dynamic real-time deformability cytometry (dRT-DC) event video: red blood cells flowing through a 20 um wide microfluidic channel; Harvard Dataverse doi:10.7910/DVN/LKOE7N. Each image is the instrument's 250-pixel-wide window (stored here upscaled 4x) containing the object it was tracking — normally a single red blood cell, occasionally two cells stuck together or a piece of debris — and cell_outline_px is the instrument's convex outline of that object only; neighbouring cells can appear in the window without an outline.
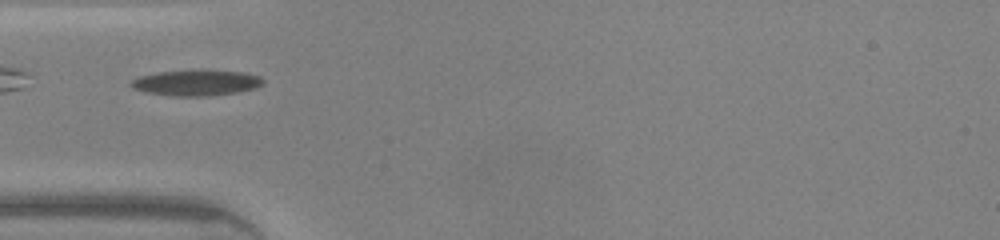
{"species": "common noctule bat (a hibernating species)", "species_latin": "Nyctalus noctula", "temperature_condition": "warm", "stored_images_in_passage": 29, "camera_frame_rate_fps": 3000, "um_per_image_px": 0.085, "animal": {"sex": "male", "body_mass_g": 20.0, "forearm_length_mm": 53.3}, "frame": {"image": 1, "passage_image": 2, "time_ms": 0.333, "image_size_px": [1000, 240], "cell_outline_px": [[264, 84], [256, 88], [236, 92], [208, 96], [172, 96], [148, 92], [132, 88], [128, 84], [136, 76], [156, 72], [244, 72], [260, 76], [264, 80]], "centroid_in_image_um": [16.65, 7.06], "position_along_channel_um": 68.3, "area_um2": 19.25}}
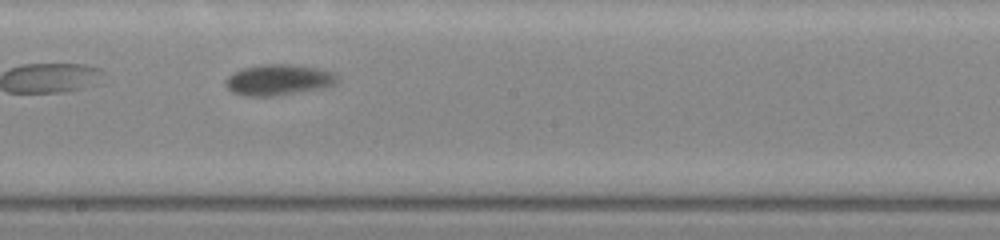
{"frame": {"image": 2, "passage_image": 13, "time_ms": 4.0, "image_size_px": [1000, 240], "cell_outline_px": [[340, 80], [336, 84], [324, 88], [280, 96], [240, 96], [232, 92], [228, 88], [224, 80], [228, 76], [244, 68], [264, 64], [292, 64], [320, 68], [332, 72], [340, 76]], "centroid_in_image_um": [23.74, 6.8], "position_along_channel_um": 224.5, "area_um2": 20.52}}
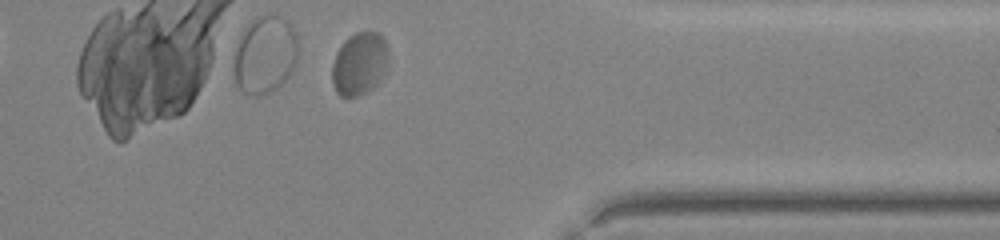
{"frame": {"image": 3, "passage_image": 25, "time_ms": 8.0, "image_size_px": [1000, 240], "cell_outline_px": [[384, 72], [376, 84], [372, 88], [356, 96], [340, 96], [336, 92], [332, 84], [332, 64], [336, 52], [344, 40], [348, 36], [356, 32], [380, 32], [384, 40]], "centroid_in_image_um": [30.46, 5.41], "position_along_channel_um": 380.9, "area_um2": 20.0}, "authors_computed_cell_mechanics": {"area_um2": 19.9988, "velocity_mm_per_s": 4.2581, "shape_relaxation_time_tau1_ms": 3.6008, "shape_relaxation_time_tau2_ms": null, "deformation_change_tau1": 0.1576, "deformation_change_tau2": null}}